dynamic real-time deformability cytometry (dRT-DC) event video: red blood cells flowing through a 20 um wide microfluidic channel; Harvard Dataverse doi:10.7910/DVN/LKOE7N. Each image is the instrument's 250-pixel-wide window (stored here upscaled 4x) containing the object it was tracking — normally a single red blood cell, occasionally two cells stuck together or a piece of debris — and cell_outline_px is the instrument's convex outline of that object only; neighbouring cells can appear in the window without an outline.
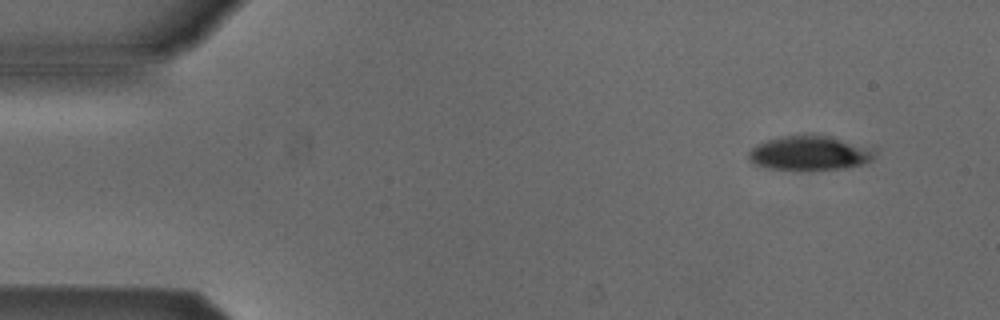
{"species": "Egyptian fruit bat (a non-hibernating species)", "species_latin": "Rousettus aegyptiacus", "temperature_condition": "cold", "stored_images_in_passage": 4, "camera_frame_rate_fps": 3000, "um_per_image_px": 0.085, "animal": {"sex": "male"}, "frame": {"image": 1, "passage_image": 1, "time_ms": 0.0, "image_size_px": [1000, 320], "cell_outline_px": [[876, 156], [872, 160], [864, 164], [848, 168], [800, 172], [768, 168], [752, 164], [748, 160], [748, 152], [756, 144], [768, 140], [784, 136], [812, 132], [832, 136], [876, 148]], "centroid_in_image_um": [68.86, 13.02], "position_along_channel_um": 16.1, "area_um2": 26.82}}
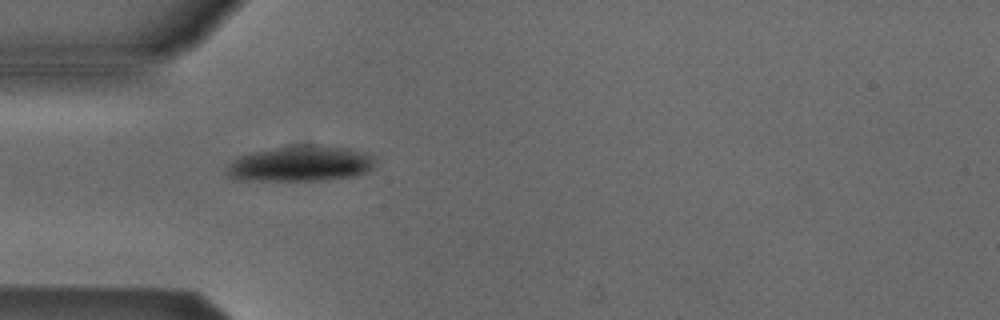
{"frame": {"image": 2, "passage_image": 4, "time_ms": 1.0, "image_size_px": [1000, 320], "cell_outline_px": [[376, 160], [372, 168], [368, 172], [352, 176], [324, 180], [236, 180], [224, 172], [228, 164], [232, 160], [240, 156], [252, 152], [292, 144], [316, 144], [348, 148], [364, 152], [372, 156]], "centroid_in_image_um": [25.53, 13.9], "position_along_channel_um": 59.5, "area_um2": 31.15}}